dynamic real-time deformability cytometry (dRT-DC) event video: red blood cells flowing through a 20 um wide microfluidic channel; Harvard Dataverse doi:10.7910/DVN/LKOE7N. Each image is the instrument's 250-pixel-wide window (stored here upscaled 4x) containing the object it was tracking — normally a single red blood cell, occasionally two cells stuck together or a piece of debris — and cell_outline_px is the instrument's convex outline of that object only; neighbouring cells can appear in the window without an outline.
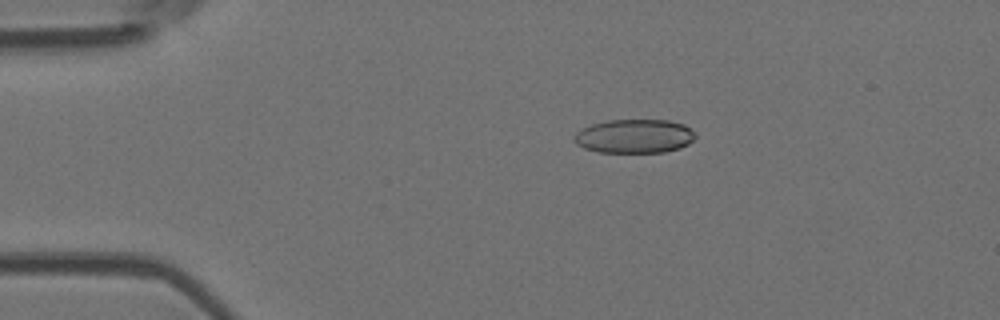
{"species": "Egyptian fruit bat (a non-hibernating species)", "species_latin": "Rousettus aegyptiacus", "temperature_condition": "room temperature", "stored_images_in_passage": 3, "camera_frame_rate_fps": 3000, "um_per_image_px": 0.085, "animal": {"sex": "female"}, "frame": {"image": 1, "passage_image": 1, "time_ms": 0.0, "image_size_px": [1000, 320], "cell_outline_px": [[696, 136], [688, 144], [680, 148], [664, 152], [600, 152], [584, 148], [576, 144], [572, 140], [572, 136], [576, 132], [592, 124], [608, 120], [668, 120], [684, 124], [696, 132]], "centroid_in_image_um": [53.92, 11.57], "position_along_channel_um": 31.1, "area_um2": 24.04}}
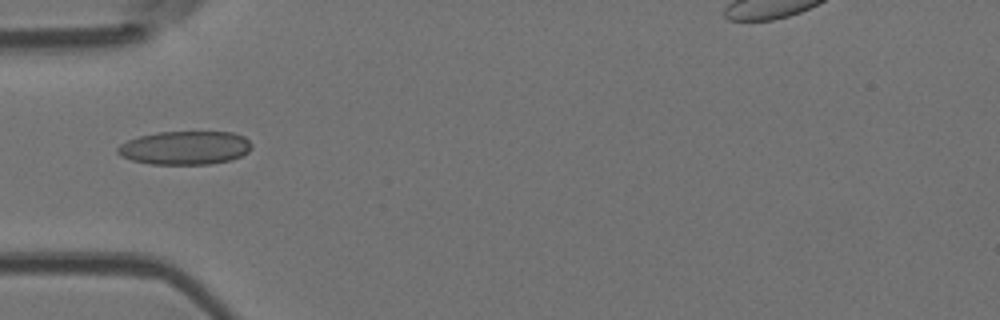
{"frame": {"image": 2, "passage_image": 3, "time_ms": 2.333, "image_size_px": [1000, 320], "cell_outline_px": [[252, 148], [248, 152], [232, 160], [208, 164], [152, 164], [132, 160], [120, 156], [116, 152], [116, 148], [120, 144], [128, 140], [140, 136], [156, 132], [232, 132], [244, 136], [252, 144]], "centroid_in_image_um": [15.73, 12.56], "position_along_channel_um": 69.3, "area_um2": 26.3}}